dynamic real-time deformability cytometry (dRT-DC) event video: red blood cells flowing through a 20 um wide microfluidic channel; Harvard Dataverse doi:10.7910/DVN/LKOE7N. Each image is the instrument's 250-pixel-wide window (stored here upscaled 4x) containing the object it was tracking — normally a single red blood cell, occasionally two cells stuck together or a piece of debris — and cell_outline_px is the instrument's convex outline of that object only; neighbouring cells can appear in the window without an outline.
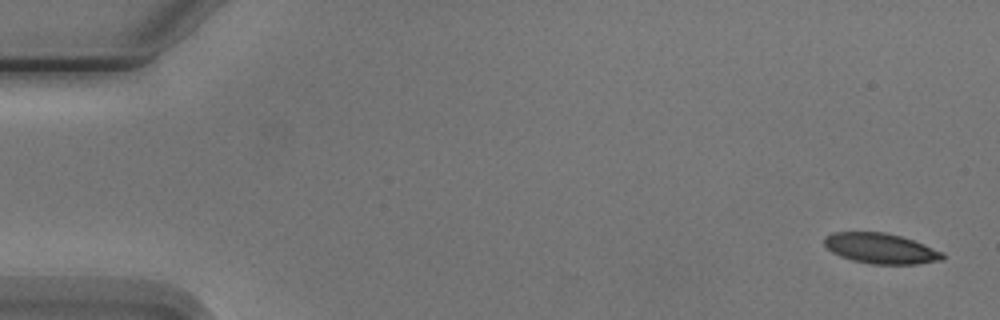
{"species": "Egyptian fruit bat (a non-hibernating species)", "species_latin": "Rousettus aegyptiacus", "temperature_condition": "cold", "stored_images_in_passage": 6, "camera_frame_rate_fps": 3000, "um_per_image_px": 0.085, "animal": {"sex": "male"}, "frame": {"image": 1, "passage_image": 1, "time_ms": 0.0, "image_size_px": [1000, 320], "cell_outline_px": [[944, 260], [916, 264], [872, 264], [852, 260], [840, 256], [832, 252], [824, 244], [824, 236], [832, 232], [884, 232], [900, 236], [924, 244], [944, 252]], "centroid_in_image_um": [74.86, 21.12], "position_along_channel_um": 10.1, "area_um2": 20.98}}